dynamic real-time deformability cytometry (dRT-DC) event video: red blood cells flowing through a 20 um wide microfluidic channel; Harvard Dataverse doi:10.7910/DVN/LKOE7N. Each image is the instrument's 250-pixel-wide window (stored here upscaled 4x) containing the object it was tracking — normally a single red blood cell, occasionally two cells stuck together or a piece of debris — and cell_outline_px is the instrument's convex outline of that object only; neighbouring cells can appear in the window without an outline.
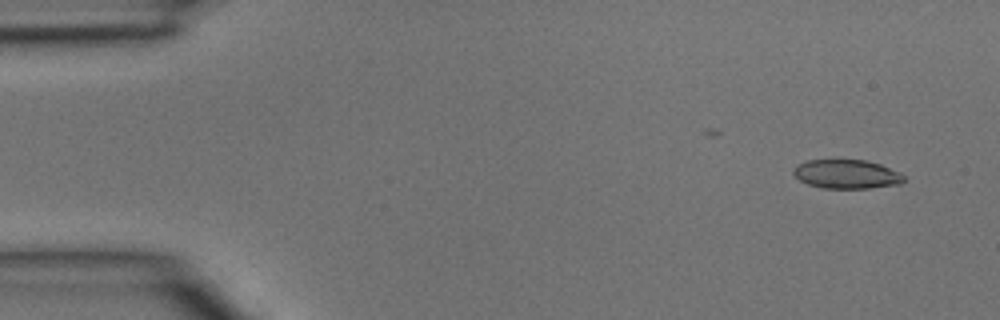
{"species": "common noctule bat (a hibernating species)", "species_latin": "Nyctalus noctula", "temperature_condition": "room temperature", "stored_images_in_passage": 4, "camera_frame_rate_fps": 3000, "um_per_image_px": 0.085, "animal": {"sex": "male", "body_mass_g": 15.6}, "frame": {"image": 1, "passage_image": 1, "time_ms": 0.0, "image_size_px": [1000, 320], "cell_outline_px": [[904, 180], [900, 184], [868, 188], [824, 188], [808, 184], [800, 180], [792, 172], [792, 168], [796, 164], [808, 160], [864, 160], [880, 164], [900, 172], [904, 176]], "centroid_in_image_um": [71.95, 14.8], "position_along_channel_um": 13.1, "area_um2": 18.61}}
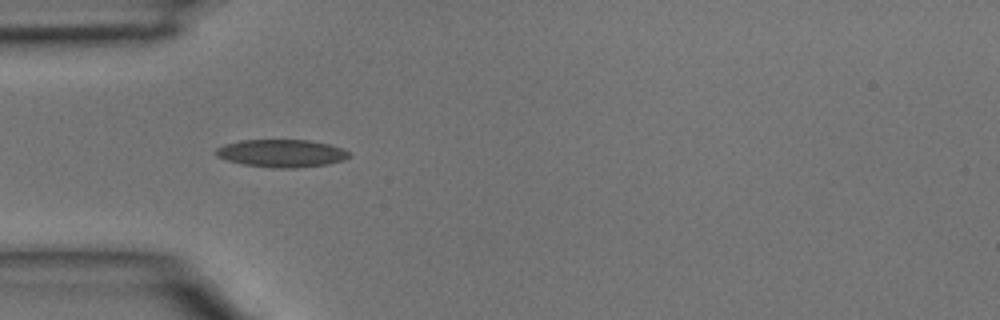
{"frame": {"image": 2, "passage_image": 4, "time_ms": 1.0, "image_size_px": [1000, 320], "cell_outline_px": [[352, 156], [344, 160], [328, 164], [296, 168], [272, 168], [244, 164], [228, 160], [216, 156], [216, 148], [224, 144], [240, 140], [308, 140], [328, 144], [340, 148], [348, 152]], "centroid_in_image_um": [23.93, 13.03], "position_along_channel_um": 61.1, "area_um2": 21.44}}